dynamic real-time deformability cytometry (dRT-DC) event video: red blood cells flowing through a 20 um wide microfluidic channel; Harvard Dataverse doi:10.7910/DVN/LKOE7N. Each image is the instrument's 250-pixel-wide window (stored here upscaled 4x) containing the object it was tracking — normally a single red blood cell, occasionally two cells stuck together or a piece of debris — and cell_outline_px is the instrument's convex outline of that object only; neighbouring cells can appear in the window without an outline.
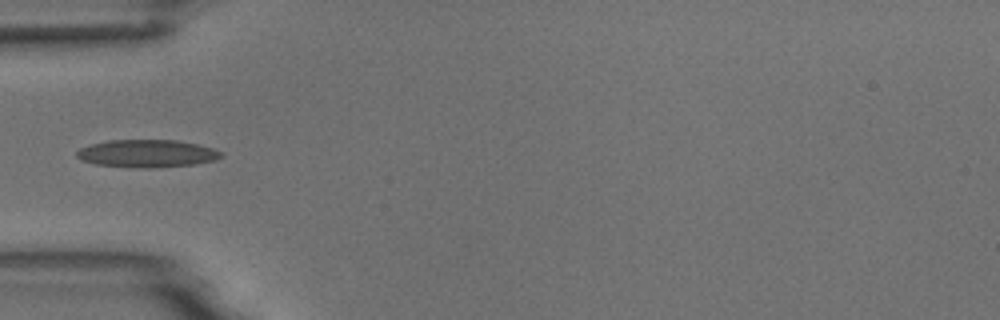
{"species": "common noctule bat (a hibernating species)", "species_latin": "Nyctalus noctula", "temperature_condition": "room temperature", "stored_images_in_passage": 3, "camera_frame_rate_fps": 3000, "um_per_image_px": 0.085, "animal": {"sex": "male", "body_mass_g": 18.8}, "frame": {"image": 1, "passage_image": 2, "time_ms": 1.333, "image_size_px": [1000, 320], "cell_outline_px": [[224, 156], [216, 160], [196, 164], [152, 168], [140, 168], [96, 164], [80, 160], [76, 156], [76, 152], [80, 148], [92, 144], [108, 140], [176, 140], [196, 144], [212, 148], [224, 152]], "centroid_in_image_um": [12.52, 13.05], "position_along_channel_um": 72.5, "area_um2": 23.35}}